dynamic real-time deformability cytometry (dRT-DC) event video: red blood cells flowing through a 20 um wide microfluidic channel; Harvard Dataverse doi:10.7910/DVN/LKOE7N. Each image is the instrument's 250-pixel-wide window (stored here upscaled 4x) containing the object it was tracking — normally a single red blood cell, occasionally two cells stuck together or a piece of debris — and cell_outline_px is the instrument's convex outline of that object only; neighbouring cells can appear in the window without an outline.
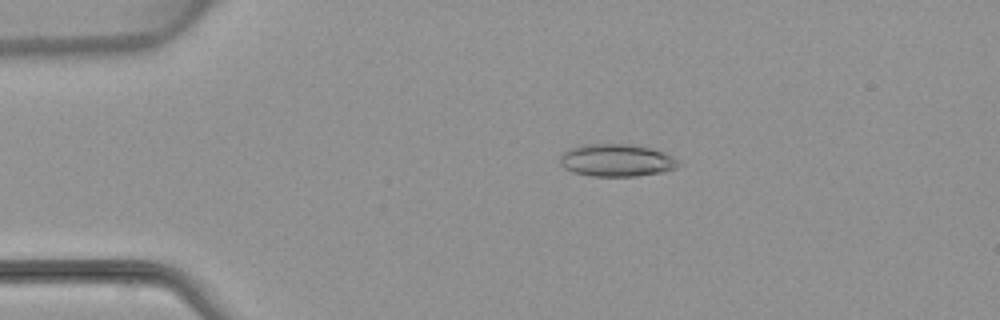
{"species": "common noctule bat (a hibernating species)", "species_latin": "Nyctalus noctula", "temperature_condition": "warm", "stored_images_in_passage": 3, "camera_frame_rate_fps": 3000, "um_per_image_px": 0.085, "animal": {"sex": "female", "body_mass_g": 22.7, "forearm_length_mm": 54.2}, "frame": {"image": 1, "passage_image": 3, "time_ms": 2.333, "image_size_px": [1000, 320], "cell_outline_px": [[680, 164], [676, 168], [664, 172], [636, 176], [592, 176], [572, 172], [564, 168], [560, 164], [560, 156], [568, 148], [580, 144], [632, 144], [652, 148], [664, 152], [672, 156]], "centroid_in_image_um": [52.39, 13.62], "position_along_channel_um": 32.6, "area_um2": 22.66}}